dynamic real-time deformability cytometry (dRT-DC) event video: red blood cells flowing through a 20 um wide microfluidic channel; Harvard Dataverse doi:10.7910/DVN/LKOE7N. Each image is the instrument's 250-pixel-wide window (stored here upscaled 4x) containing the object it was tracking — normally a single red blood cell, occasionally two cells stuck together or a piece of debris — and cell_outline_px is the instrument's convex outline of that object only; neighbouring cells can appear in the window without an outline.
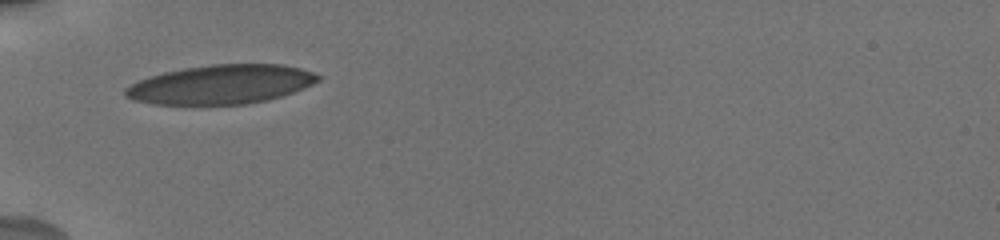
{"species": "human", "species_latin": "Homo sapiens", "temperature_condition": "cold", "stored_images_in_passage": 44, "camera_frame_rate_fps": 3000, "um_per_image_px": 0.085, "donor": {"sex": "male"}, "frame": {"image": 1, "passage_image": 1, "time_ms": 0.0, "image_size_px": [1000, 240], "cell_outline_px": [[320, 80], [304, 88], [280, 96], [264, 100], [244, 104], [152, 104], [132, 100], [124, 96], [124, 88], [140, 80], [164, 72], [184, 68], [212, 64], [284, 64], [300, 68], [312, 72], [320, 76]], "centroid_in_image_um": [18.77, 7.17], "position_along_channel_um": 66.2, "area_um2": 43.64}}
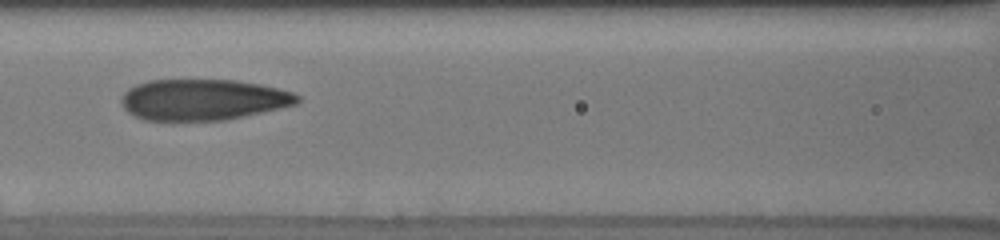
{"frame": {"image": 2, "passage_image": 9, "time_ms": 2.333, "image_size_px": [1000, 240], "cell_outline_px": [[300, 100], [296, 104], [280, 108], [244, 116], [224, 120], [144, 120], [128, 112], [124, 108], [120, 100], [120, 96], [128, 88], [136, 84], [148, 80], [236, 80], [260, 84], [292, 92], [300, 96]], "centroid_in_image_um": [17.23, 8.46], "position_along_channel_um": 149.4, "area_um2": 42.08}}
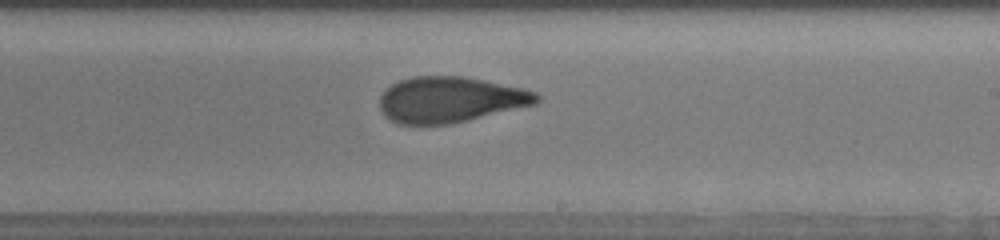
{"frame": {"image": 3, "passage_image": 19, "time_ms": 5.0, "image_size_px": [1000, 240], "cell_outline_px": [[540, 100], [536, 104], [452, 124], [400, 124], [384, 116], [380, 108], [380, 96], [392, 84], [400, 80], [416, 76], [464, 76], [524, 88], [536, 92], [540, 96]], "centroid_in_image_um": [38.3, 8.47], "position_along_channel_um": 250.7, "area_um2": 41.85}, "authors_computed_cell_mechanics": {"area_um2": 41.9339, "velocity_mm_per_s": 3.8239, "shape_relaxation_time_tau1_ms": 5.0322, "shape_relaxation_time_tau2_ms": 1.4182, "deformation_change_tau1": 0.1683, "deformation_change_tau2": 0.0844}}